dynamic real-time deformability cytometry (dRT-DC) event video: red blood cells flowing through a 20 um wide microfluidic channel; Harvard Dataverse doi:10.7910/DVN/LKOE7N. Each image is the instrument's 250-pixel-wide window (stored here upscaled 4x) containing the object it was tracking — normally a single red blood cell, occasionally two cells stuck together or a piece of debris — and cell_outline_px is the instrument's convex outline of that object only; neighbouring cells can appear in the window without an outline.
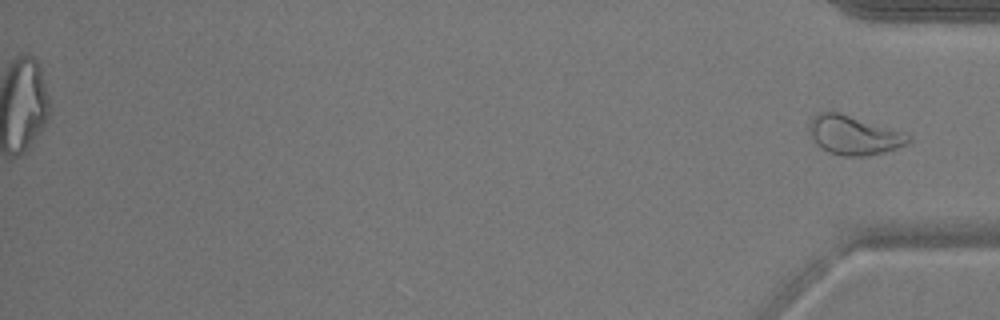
{"species": "common noctule bat (a hibernating species)", "species_latin": "Nyctalus noctula", "temperature_condition": "warm", "stored_images_in_passage": 52, "segment_of_instrument_passage": [2, 2], "camera_frame_rate_fps": 3000, "um_per_image_px": 0.085, "animal": {"sex": "male", "body_mass_g": 17.9}, "frame": {"image": 1, "passage_image": 52, "time_ms": 17.0, "image_size_px": [1000, 320], "cell_outline_px": [[912, 140], [908, 144], [884, 152], [868, 156], [840, 156], [828, 152], [820, 148], [816, 144], [808, 132], [808, 124], [812, 116], [816, 112], [840, 112], [904, 132], [912, 136]], "centroid_in_image_um": [72.55, 11.49], "position_along_channel_um": 362.7, "area_um2": 23.0}}